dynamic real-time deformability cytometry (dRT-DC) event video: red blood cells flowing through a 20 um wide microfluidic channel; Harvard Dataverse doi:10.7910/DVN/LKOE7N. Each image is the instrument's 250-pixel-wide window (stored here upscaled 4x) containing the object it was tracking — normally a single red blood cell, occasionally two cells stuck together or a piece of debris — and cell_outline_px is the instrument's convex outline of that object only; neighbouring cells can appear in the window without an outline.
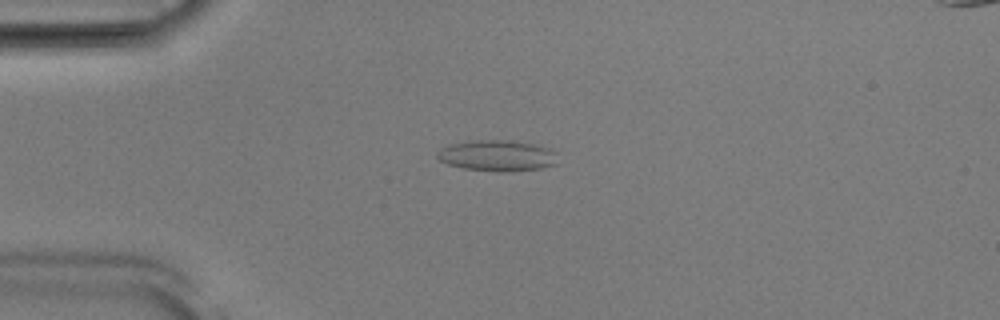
{"species": "Egyptian fruit bat (a non-hibernating species)", "species_latin": "Rousettus aegyptiacus", "temperature_condition": "room temperature", "stored_images_in_passage": 40, "camera_frame_rate_fps": 3000, "um_per_image_px": 0.085, "animal": {"sex": "male"}, "frame": {"image": 1, "passage_image": 1, "time_ms": 0.0, "image_size_px": [1000, 320], "cell_outline_px": [[556, 164], [544, 168], [512, 172], [496, 172], [464, 168], [448, 164], [440, 160], [436, 156], [448, 144], [472, 140], [512, 140], [536, 144], [552, 148], [556, 152]], "centroid_in_image_um": [42.34, 13.23], "position_along_channel_um": 42.7, "area_um2": 22.08}}
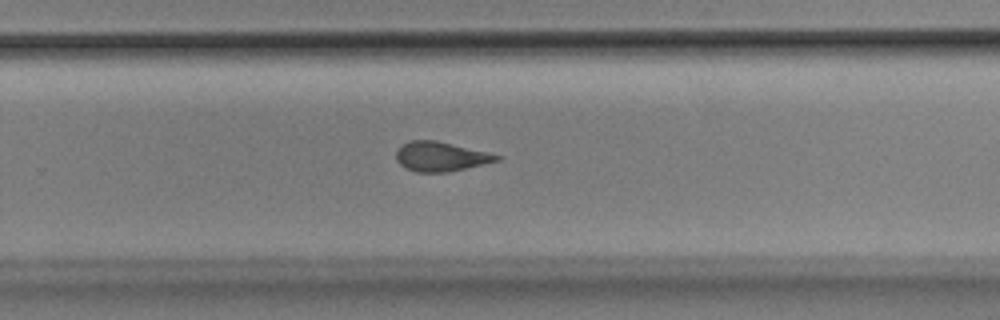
{"frame": {"image": 2, "passage_image": 22, "time_ms": 7.0, "image_size_px": [1000, 320], "cell_outline_px": [[500, 160], [448, 172], [416, 172], [404, 168], [396, 160], [396, 148], [400, 144], [412, 140], [436, 140], [500, 156]], "centroid_in_image_um": [37.36, 13.31], "position_along_channel_um": 292.4, "area_um2": 17.11}}
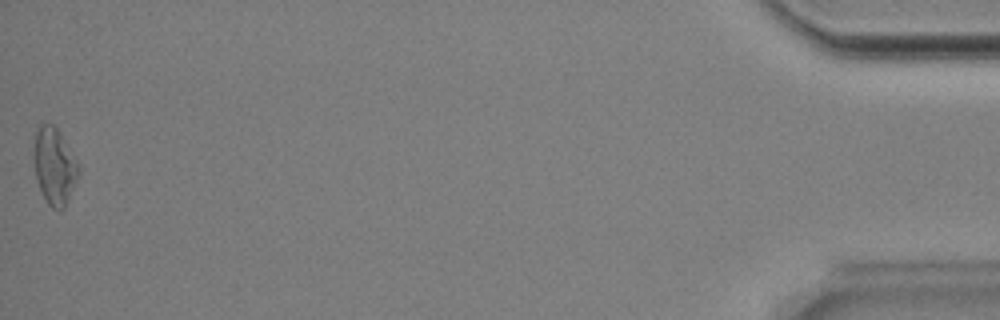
{"frame": {"image": 3, "passage_image": 40, "time_ms": 13.0, "image_size_px": [1000, 320], "cell_outline_px": [[80, 172], [64, 208], [60, 212], [52, 208], [48, 204], [36, 180], [36, 132], [40, 124], [52, 124], [60, 132], [76, 160], [80, 168]], "centroid_in_image_um": [4.66, 14.16], "position_along_channel_um": 430.5, "area_um2": 19.31}, "authors_computed_cell_mechanics": {"area_um2": 17.9758, "velocity_mm_per_s": 3.9044, "shape_relaxation_time_tau1_ms": 9.4873, "shape_relaxation_time_tau2_ms": 2.203, "deformation_change_tau1": 0.2249, "deformation_change_tau2": 0.1024}}